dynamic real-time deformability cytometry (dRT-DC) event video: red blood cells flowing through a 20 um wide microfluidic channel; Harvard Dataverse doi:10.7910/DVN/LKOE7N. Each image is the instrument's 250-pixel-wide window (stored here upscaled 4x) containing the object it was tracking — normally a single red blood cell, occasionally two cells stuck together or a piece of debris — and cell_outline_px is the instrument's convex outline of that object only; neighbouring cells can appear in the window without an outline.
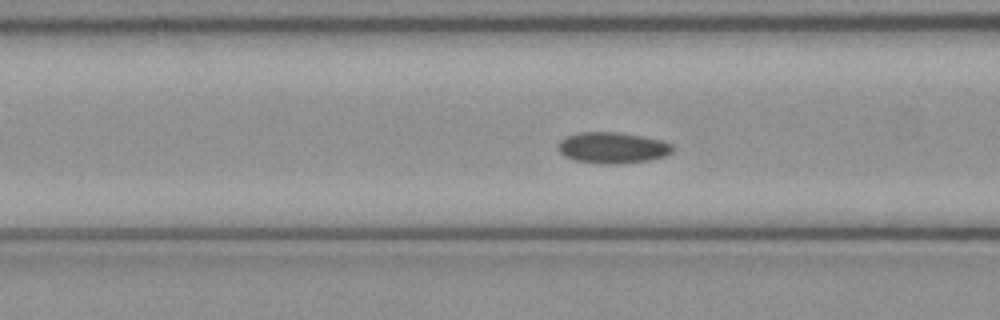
{"species": "common noctule bat (a hibernating species)", "species_latin": "Nyctalus noctula", "temperature_condition": "cold", "stored_images_in_passage": 45, "camera_frame_rate_fps": 3000, "um_per_image_px": 0.085, "animal": {"sex": "female", "body_mass_g": 21.9}, "frame": {"image": 1, "passage_image": 13, "time_ms": 4.0, "image_size_px": [1000, 320], "cell_outline_px": [[672, 152], [664, 156], [648, 160], [620, 164], [596, 164], [576, 160], [564, 156], [556, 148], [556, 144], [564, 136], [576, 132], [616, 132], [644, 136], [660, 140], [672, 144]], "centroid_in_image_um": [51.99, 12.55], "position_along_channel_um": 114.6, "area_um2": 21.04}}
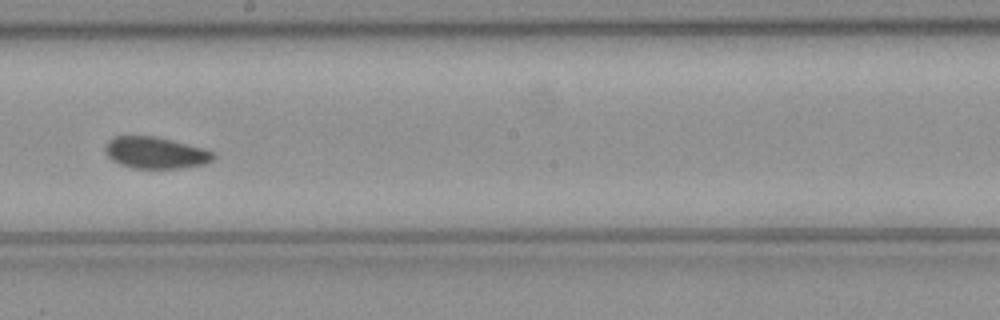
{"frame": {"image": 2, "passage_image": 22, "time_ms": 7.0, "image_size_px": [1000, 320], "cell_outline_px": [[216, 156], [212, 160], [204, 164], [180, 168], [136, 168], [120, 164], [112, 160], [108, 156], [104, 148], [108, 140], [116, 136], [156, 136], [204, 148], [216, 152]], "centroid_in_image_um": [13.25, 12.97], "position_along_channel_um": 235.0, "area_um2": 19.94}}
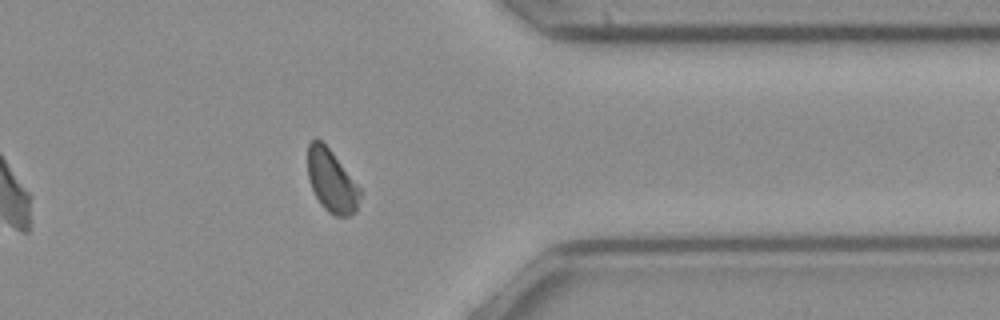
{"frame": {"image": 3, "passage_image": 34, "time_ms": 11.0, "image_size_px": [1000, 320], "cell_outline_px": [[360, 196], [356, 212], [348, 216], [336, 216], [328, 212], [320, 204], [312, 188], [308, 176], [308, 144], [312, 140], [320, 140], [332, 152], [360, 188]], "centroid_in_image_um": [28.18, 15.41], "position_along_channel_um": 383.2, "area_um2": 18.73}, "authors_computed_cell_mechanics": {"area_um2": 20.1722, "velocity_mm_per_s": 4.0066, "shape_relaxation_time_tau1_ms": 6.0731, "shape_relaxation_time_tau2_ms": null, "deformation_change_tau1": 0.0793, "deformation_change_tau2": null}}